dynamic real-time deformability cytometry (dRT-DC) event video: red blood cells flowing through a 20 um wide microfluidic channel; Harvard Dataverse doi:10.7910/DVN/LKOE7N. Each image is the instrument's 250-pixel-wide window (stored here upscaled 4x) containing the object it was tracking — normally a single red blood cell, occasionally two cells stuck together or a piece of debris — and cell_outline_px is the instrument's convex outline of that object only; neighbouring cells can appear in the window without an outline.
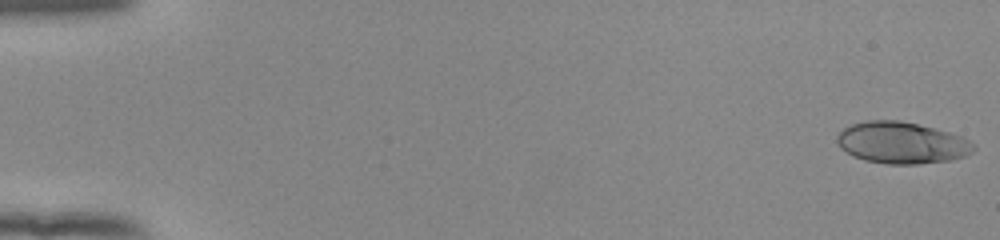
{"species": "human", "species_latin": "Homo sapiens", "temperature_condition": "room temperature", "stored_images_in_passage": 55, "segment_of_instrument_passage": [1, 2], "camera_frame_rate_fps": 3000, "um_per_image_px": 0.085, "donor": {"sex": "female"}, "frame": {"image": 1, "passage_image": 1, "time_ms": 0.0, "image_size_px": [1000, 240], "cell_outline_px": [[976, 148], [972, 152], [964, 156], [948, 160], [916, 164], [888, 164], [864, 160], [852, 156], [840, 148], [836, 140], [836, 136], [844, 128], [852, 124], [864, 120], [900, 120], [948, 132], [960, 136], [968, 140]], "centroid_in_image_um": [76.59, 12.13], "position_along_channel_um": 8.4, "area_um2": 32.95}}
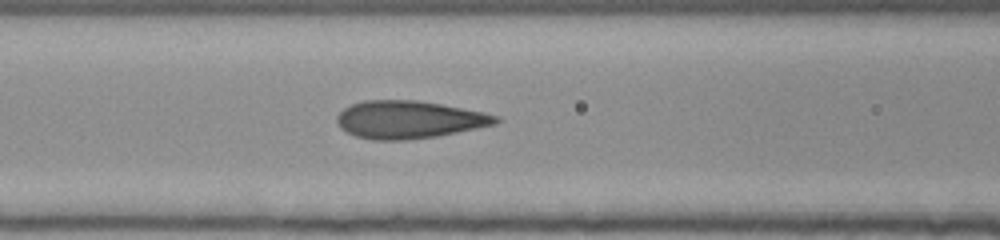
{"frame": {"image": 2, "passage_image": 24, "time_ms": 7.667, "image_size_px": [1000, 240], "cell_outline_px": [[500, 120], [496, 124], [436, 136], [404, 140], [372, 140], [356, 136], [340, 128], [336, 120], [336, 116], [344, 108], [352, 104], [364, 100], [416, 100], [440, 104], [484, 112], [500, 116]], "centroid_in_image_um": [34.75, 10.16], "position_along_channel_um": 131.9, "area_um2": 34.74}}
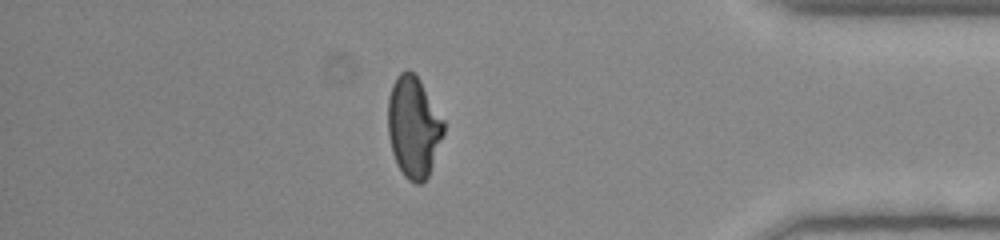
{"frame": {"image": 3, "passage_image": 47, "time_ms": 15.333, "image_size_px": [1000, 240], "cell_outline_px": [[444, 132], [428, 176], [420, 184], [416, 184], [408, 180], [404, 176], [396, 164], [392, 152], [388, 136], [388, 96], [392, 84], [396, 76], [400, 72], [408, 68], [420, 80], [444, 120]], "centroid_in_image_um": [35.13, 10.78], "position_along_channel_um": 400.1, "area_um2": 32.89}}